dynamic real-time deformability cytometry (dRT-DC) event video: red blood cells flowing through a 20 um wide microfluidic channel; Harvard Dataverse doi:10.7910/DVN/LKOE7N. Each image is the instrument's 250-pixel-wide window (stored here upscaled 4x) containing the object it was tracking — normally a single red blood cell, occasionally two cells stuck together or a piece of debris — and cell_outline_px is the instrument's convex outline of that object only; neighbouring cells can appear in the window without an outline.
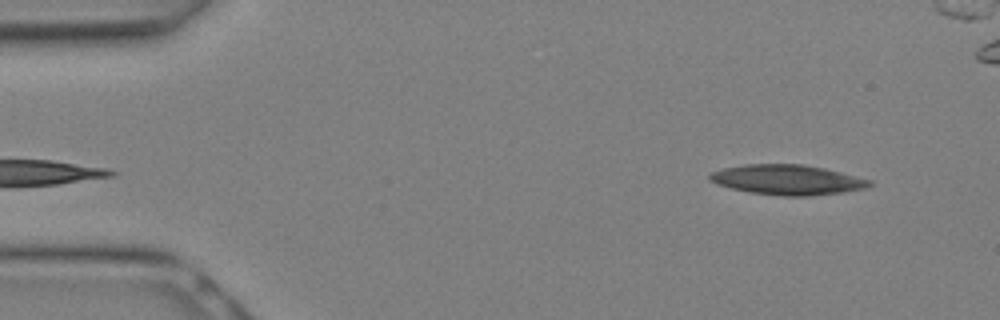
{"species": "Egyptian fruit bat (a non-hibernating species)", "species_latin": "Rousettus aegyptiacus", "temperature_condition": "warm", "stored_images_in_passage": 8, "camera_frame_rate_fps": 3000, "um_per_image_px": 0.085, "animal": {"sex": "female"}, "frame": {"image": 1, "passage_image": 1, "time_ms": 0.0, "image_size_px": [1000, 320], "cell_outline_px": [[872, 184], [864, 188], [844, 192], [812, 196], [780, 196], [752, 192], [732, 188], [716, 184], [708, 180], [708, 176], [712, 172], [724, 168], [744, 164], [804, 164], [824, 168], [872, 180]], "centroid_in_image_um": [66.92, 15.28], "position_along_channel_um": 18.1, "area_um2": 27.92}}